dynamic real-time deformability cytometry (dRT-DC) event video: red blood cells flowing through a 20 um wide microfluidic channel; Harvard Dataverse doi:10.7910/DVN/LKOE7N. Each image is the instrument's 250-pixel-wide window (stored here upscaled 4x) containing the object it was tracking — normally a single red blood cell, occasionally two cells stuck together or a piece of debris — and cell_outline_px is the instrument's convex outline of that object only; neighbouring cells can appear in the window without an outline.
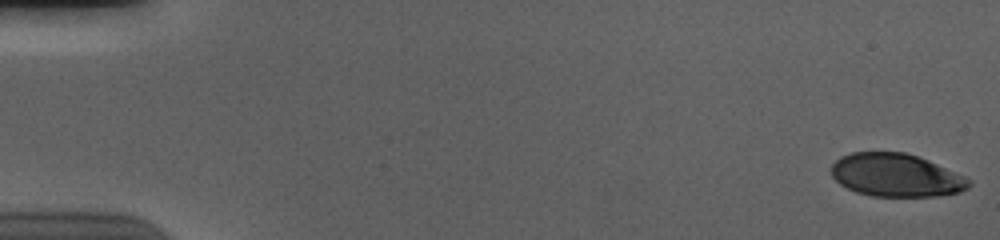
{"species": "human", "species_latin": "Homo sapiens", "temperature_condition": "cold", "stored_images_in_passage": 56, "camera_frame_rate_fps": 3000, "um_per_image_px": 0.085, "donor": {"sex": "male"}, "frame": {"image": 1, "passage_image": 1, "time_ms": 0.0, "image_size_px": [1000, 240], "cell_outline_px": [[972, 184], [968, 188], [960, 192], [936, 196], [872, 196], [856, 192], [840, 184], [832, 176], [832, 164], [840, 156], [852, 152], [904, 152], [928, 160], [964, 176], [972, 180]], "centroid_in_image_um": [76.17, 14.89], "position_along_channel_um": 8.8, "area_um2": 34.45}}
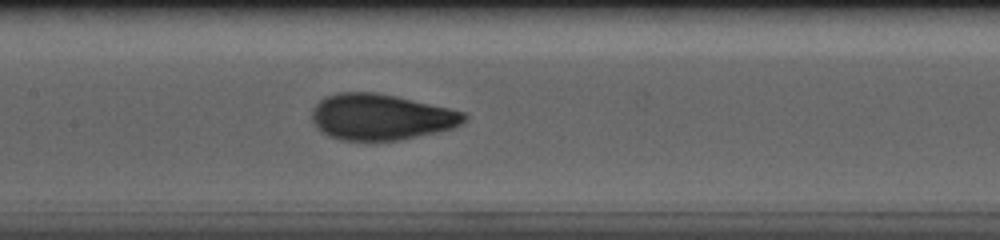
{"frame": {"image": 2, "passage_image": 28, "time_ms": 9.0, "image_size_px": [1000, 240], "cell_outline_px": [[468, 120], [452, 128], [436, 132], [400, 140], [372, 144], [340, 140], [328, 136], [320, 132], [312, 120], [312, 108], [324, 96], [336, 92], [372, 92], [396, 96], [448, 108], [464, 112], [468, 116]], "centroid_in_image_um": [32.33, 9.98], "position_along_channel_um": 175.1, "area_um2": 41.73}}
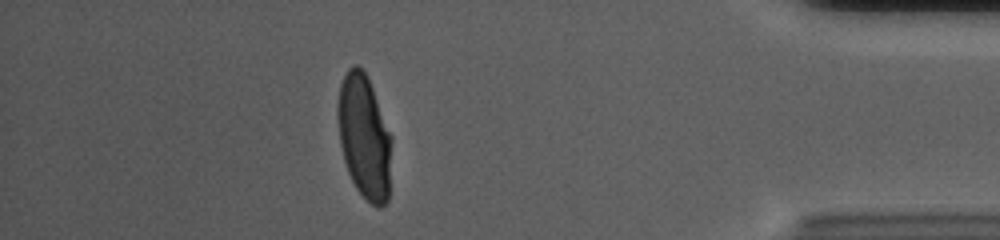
{"frame": {"image": 3, "passage_image": 50, "time_ms": 16.333, "image_size_px": [1000, 240], "cell_outline_px": [[392, 140], [388, 200], [380, 208], [376, 208], [356, 188], [348, 172], [344, 160], [340, 144], [336, 116], [336, 108], [340, 84], [348, 68], [352, 64], [356, 64], [368, 76], [392, 136]], "centroid_in_image_um": [30.95, 11.6], "position_along_channel_um": 404.2, "area_um2": 39.3}, "authors_computed_cell_mechanics": {"area_um2": 39.304, "velocity_mm_per_s": 3.6932, "shape_relaxation_time_tau1_ms": 4.3942, "shape_relaxation_time_tau2_ms": null, "deformation_change_tau1": 0.2003, "deformation_change_tau2": null}}